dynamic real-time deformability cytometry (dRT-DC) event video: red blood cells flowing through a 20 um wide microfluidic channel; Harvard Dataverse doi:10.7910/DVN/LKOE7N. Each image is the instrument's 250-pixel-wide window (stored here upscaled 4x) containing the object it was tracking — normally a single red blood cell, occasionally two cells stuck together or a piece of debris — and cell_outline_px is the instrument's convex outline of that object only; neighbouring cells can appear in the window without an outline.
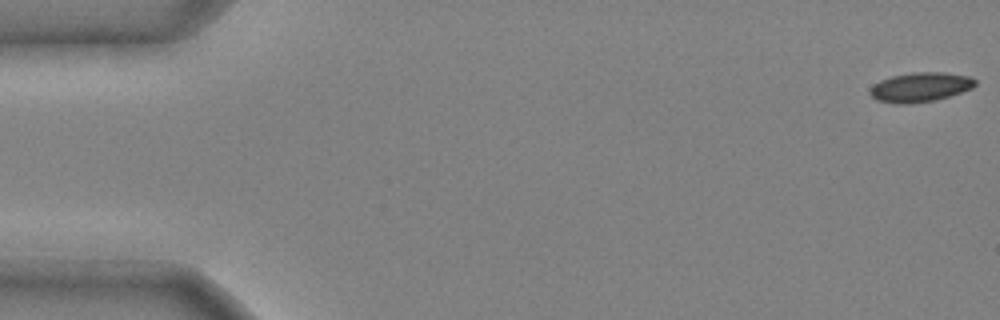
{"species": "common noctule bat (a hibernating species)", "species_latin": "Nyctalus noctula", "temperature_condition": "cold", "stored_images_in_passage": 45, "camera_frame_rate_fps": 3000, "um_per_image_px": 0.085, "animal": {"sex": "male", "body_mass_g": 20.4}, "frame": {"image": 1, "passage_image": 1, "time_ms": 0.0, "image_size_px": [1000, 320], "cell_outline_px": [[976, 84], [972, 88], [936, 100], [908, 104], [896, 104], [876, 100], [868, 92], [880, 80], [892, 76], [912, 72], [944, 72], [972, 76], [976, 80]], "centroid_in_image_um": [78.24, 7.4], "position_along_channel_um": 6.8, "area_um2": 18.09}}
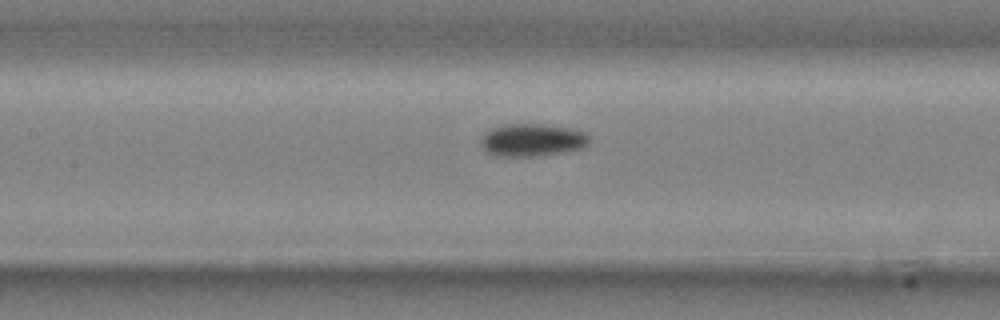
{"frame": {"image": 2, "passage_image": 23, "time_ms": 7.333, "image_size_px": [1000, 320], "cell_outline_px": [[588, 144], [580, 148], [564, 152], [532, 156], [496, 156], [488, 152], [480, 144], [484, 136], [492, 128], [508, 124], [544, 124], [568, 128], [584, 132], [588, 136]], "centroid_in_image_um": [45.24, 11.9], "position_along_channel_um": 162.2, "area_um2": 20.17}}
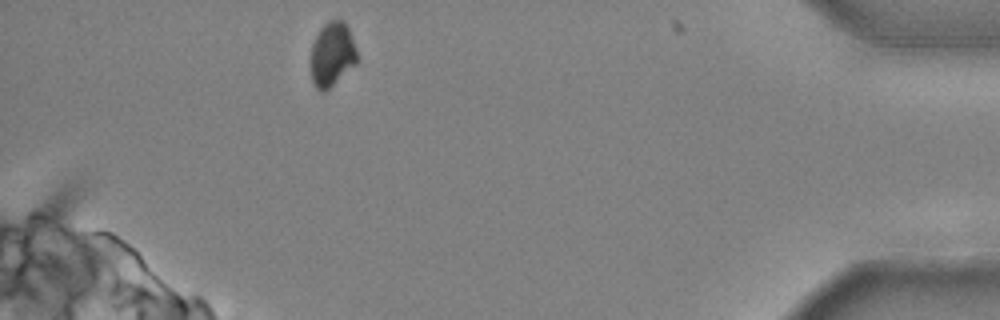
{"frame": {"image": 3, "passage_image": 45, "time_ms": 14.667, "image_size_px": [1000, 320], "cell_outline_px": [[356, 64], [324, 92], [320, 92], [316, 88], [312, 80], [312, 44], [320, 28], [328, 20], [344, 20], [348, 28], [356, 52]], "centroid_in_image_um": [28.22, 4.61], "position_along_channel_um": 407.0, "area_um2": 16.94}, "authors_computed_cell_mechanics": {"area_um2": 19.1896, "velocity_mm_per_s": 3.9818, "shape_relaxation_time_tau1_ms": 4.992, "shape_relaxation_time_tau2_ms": null, "deformation_change_tau1": 0.0926, "deformation_change_tau2": null}}